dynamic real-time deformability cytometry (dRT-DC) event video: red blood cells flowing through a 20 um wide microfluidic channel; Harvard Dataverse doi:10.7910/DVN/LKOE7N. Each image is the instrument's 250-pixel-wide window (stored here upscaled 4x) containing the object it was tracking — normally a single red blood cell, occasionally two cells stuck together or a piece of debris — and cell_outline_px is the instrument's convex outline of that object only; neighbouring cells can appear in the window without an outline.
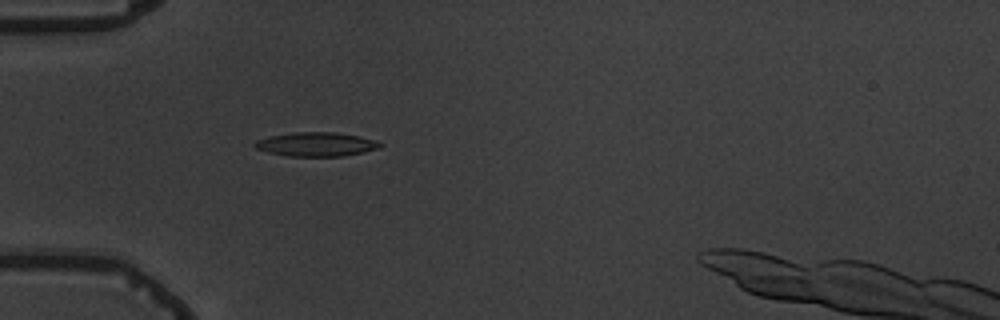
{"species": "common noctule bat (a hibernating species)", "species_latin": "Nyctalus noctula", "temperature_condition": "warm", "stored_images_in_passage": 5, "camera_frame_rate_fps": 3000, "um_per_image_px": 0.085, "animal": {"sex": "male", "body_mass_g": 19.5, "forearm_length_mm": 54.6}, "frame": {"image": 1, "passage_image": 5, "time_ms": 5.667, "image_size_px": [1000, 320], "cell_outline_px": [[384, 144], [380, 148], [364, 152], [344, 156], [288, 156], [268, 152], [256, 148], [252, 144], [256, 140], [268, 136], [296, 132], [336, 132], [360, 136], [376, 140]], "centroid_in_image_um": [26.9, 12.26], "position_along_channel_um": 58.1, "area_um2": 17.69}}